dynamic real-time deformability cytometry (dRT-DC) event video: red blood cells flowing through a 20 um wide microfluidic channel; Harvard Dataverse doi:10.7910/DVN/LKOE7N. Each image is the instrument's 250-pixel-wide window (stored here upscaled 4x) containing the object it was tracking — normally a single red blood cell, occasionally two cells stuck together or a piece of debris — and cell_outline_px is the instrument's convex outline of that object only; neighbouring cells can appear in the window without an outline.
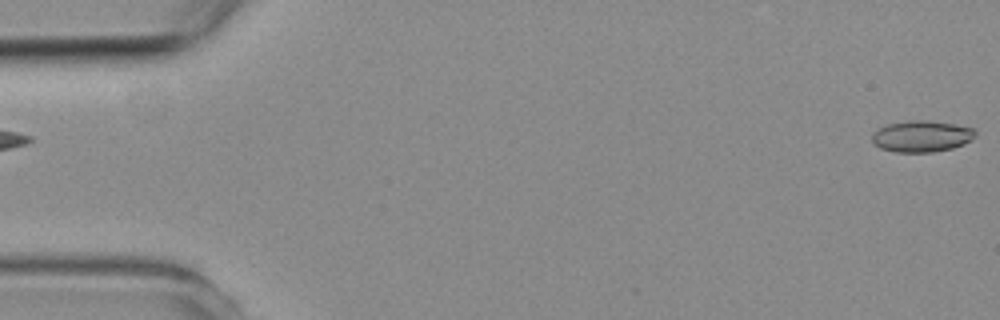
{"species": "common noctule bat (a hibernating species)", "species_latin": "Nyctalus noctula", "temperature_condition": "room temperature", "stored_images_in_passage": 3, "camera_frame_rate_fps": 3000, "um_per_image_px": 0.085, "animal": {"sex": "female", "body_mass_g": 19.3, "forearm_length_mm": 54.1}, "frame": {"image": 1, "passage_image": 1, "time_ms": 0.0, "image_size_px": [1000, 320], "cell_outline_px": [[976, 136], [972, 140], [964, 144], [952, 148], [932, 152], [896, 152], [880, 148], [872, 140], [872, 132], [876, 128], [888, 124], [908, 120], [928, 120], [976, 128]], "centroid_in_image_um": [78.35, 11.57], "position_along_channel_um": 6.7, "area_um2": 19.07}}